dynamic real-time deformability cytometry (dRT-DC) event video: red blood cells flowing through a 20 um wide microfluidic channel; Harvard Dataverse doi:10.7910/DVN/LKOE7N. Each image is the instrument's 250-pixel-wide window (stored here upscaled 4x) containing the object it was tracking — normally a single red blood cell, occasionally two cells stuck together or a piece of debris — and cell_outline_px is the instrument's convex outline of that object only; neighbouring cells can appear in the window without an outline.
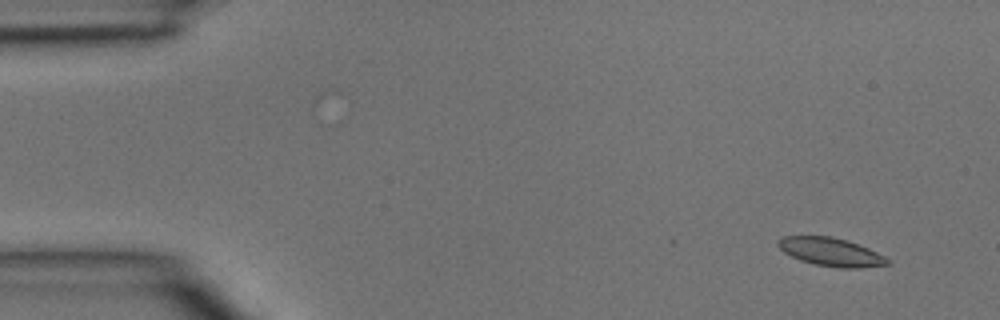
{"species": "common noctule bat (a hibernating species)", "species_latin": "Nyctalus noctula", "temperature_condition": "room temperature", "stored_images_in_passage": 4, "camera_frame_rate_fps": 3000, "um_per_image_px": 0.085, "animal": {"sex": "male", "body_mass_g": 15.6}, "frame": {"image": 1, "passage_image": 2, "time_ms": 0.333, "image_size_px": [1000, 320], "cell_outline_px": [[892, 264], [860, 268], [840, 268], [816, 264], [800, 260], [784, 252], [776, 244], [776, 240], [784, 236], [832, 236], [848, 240], [868, 248], [884, 256]], "centroid_in_image_um": [70.62, 21.41], "position_along_channel_um": 14.4, "area_um2": 18.03}}
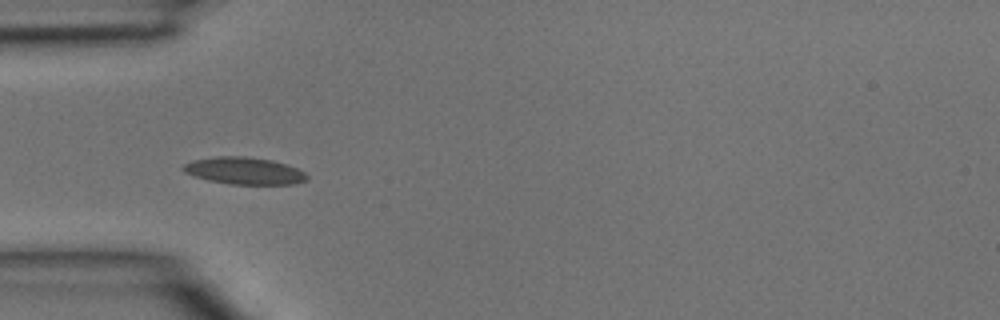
{"frame": {"image": 2, "passage_image": 4, "time_ms": 1.0, "image_size_px": [1000, 320], "cell_outline_px": [[308, 180], [296, 184], [228, 184], [208, 180], [184, 172], [180, 168], [184, 164], [192, 160], [216, 156], [244, 156], [272, 160], [296, 168], [304, 172], [308, 176]], "centroid_in_image_um": [20.75, 14.52], "position_along_channel_um": 64.3, "area_um2": 19.54}}